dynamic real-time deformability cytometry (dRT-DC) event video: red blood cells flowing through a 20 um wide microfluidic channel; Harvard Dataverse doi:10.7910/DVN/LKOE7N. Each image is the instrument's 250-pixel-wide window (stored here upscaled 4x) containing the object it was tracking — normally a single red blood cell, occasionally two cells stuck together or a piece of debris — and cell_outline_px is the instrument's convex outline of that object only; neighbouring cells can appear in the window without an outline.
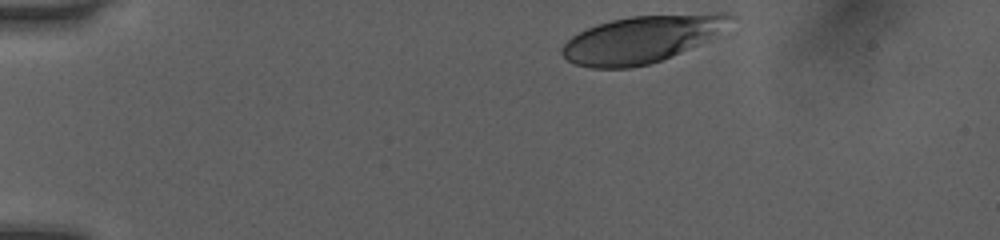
{"species": "human", "species_latin": "Homo sapiens", "temperature_condition": "room temperature", "stored_images_in_passage": 35, "camera_frame_rate_fps": 3000, "um_per_image_px": 0.085, "donor": {"sex": "female"}, "frame": {"image": 1, "passage_image": 1, "time_ms": 0.0, "image_size_px": [1000, 240], "cell_outline_px": [[736, 16], [696, 44], [672, 56], [648, 64], [632, 68], [592, 68], [576, 64], [568, 60], [560, 52], [564, 44], [572, 36], [596, 24], [612, 20], [632, 16], [716, 12], [728, 12]], "centroid_in_image_um": [54.45, 3.32], "position_along_channel_um": 30.6, "area_um2": 45.08}}
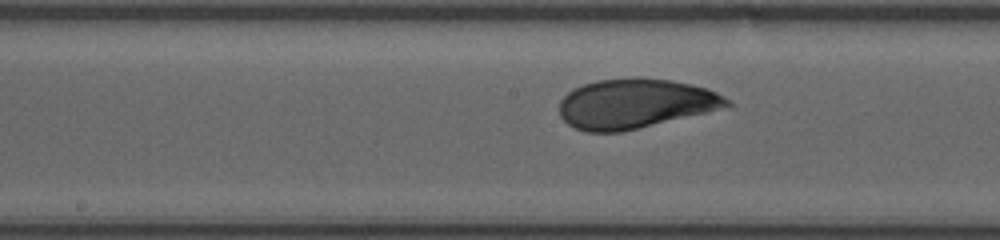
{"frame": {"image": 2, "passage_image": 19, "time_ms": 6.0, "image_size_px": [1000, 240], "cell_outline_px": [[736, 104], [732, 108], [620, 132], [588, 132], [576, 128], [568, 124], [560, 116], [560, 100], [572, 88], [596, 80], [636, 76], [640, 76], [672, 80], [692, 84], [708, 88], [724, 96]], "centroid_in_image_um": [54.1, 8.79], "position_along_channel_um": 194.1, "area_um2": 49.59}}
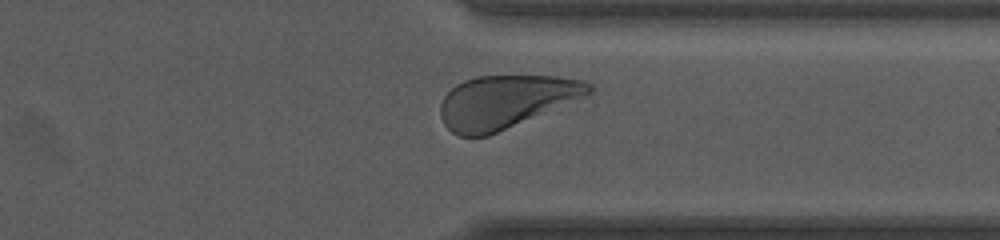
{"frame": {"image": 3, "passage_image": 32, "time_ms": 10.333, "image_size_px": [1000, 240], "cell_outline_px": [[596, 88], [588, 96], [488, 136], [460, 136], [452, 132], [444, 124], [440, 116], [440, 104], [444, 96], [456, 84], [464, 80], [476, 76], [556, 76], [584, 80], [592, 84]], "centroid_in_image_um": [43.02, 8.63], "position_along_channel_um": 368.4, "area_um2": 46.12}, "authors_computed_cell_mechanics": {"area_um2": 48.1474, "velocity_mm_per_s": 4.0349, "shape_relaxation_time_tau1_ms": 4.7508, "shape_relaxation_time_tau2_ms": 0.7152, "deformation_change_tau1": 0.1779, "deformation_change_tau2": 0.0606}}